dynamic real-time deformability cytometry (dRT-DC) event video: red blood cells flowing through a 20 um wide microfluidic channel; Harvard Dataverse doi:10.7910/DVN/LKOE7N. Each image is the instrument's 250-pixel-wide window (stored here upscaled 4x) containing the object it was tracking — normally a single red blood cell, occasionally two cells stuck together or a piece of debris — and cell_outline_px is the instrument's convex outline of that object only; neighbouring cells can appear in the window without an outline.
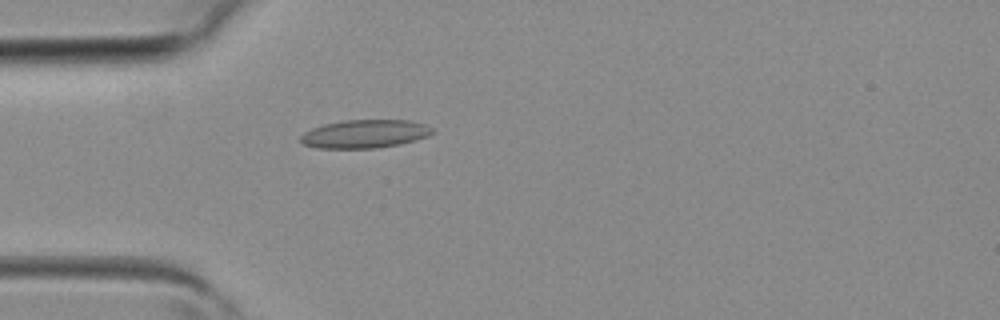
{"species": "common noctule bat (a hibernating species)", "species_latin": "Nyctalus noctula", "temperature_condition": "room temperature", "stored_images_in_passage": 2, "camera_frame_rate_fps": 3000, "um_per_image_px": 0.085, "animal": {"sex": "female", "body_mass_g": 19.3, "forearm_length_mm": 54.1}, "frame": {"image": 1, "passage_image": 2, "time_ms": 0.333, "image_size_px": [1000, 320], "cell_outline_px": [[436, 132], [428, 136], [400, 144], [376, 148], [316, 148], [304, 144], [300, 140], [300, 136], [304, 132], [312, 128], [324, 124], [344, 120], [408, 120], [424, 124], [432, 128]], "centroid_in_image_um": [31.01, 11.38], "position_along_channel_um": 54.0, "area_um2": 21.73}}